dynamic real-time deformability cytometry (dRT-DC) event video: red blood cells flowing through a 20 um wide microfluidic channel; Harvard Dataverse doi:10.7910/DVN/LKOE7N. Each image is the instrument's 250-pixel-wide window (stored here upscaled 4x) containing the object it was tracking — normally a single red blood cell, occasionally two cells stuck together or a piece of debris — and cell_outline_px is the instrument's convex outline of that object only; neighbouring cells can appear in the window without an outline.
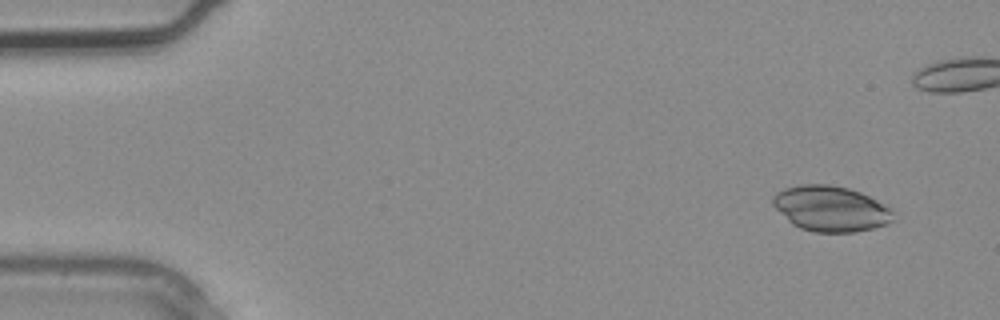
{"species": "common noctule bat (a hibernating species)", "species_latin": "Nyctalus noctula", "temperature_condition": "warm", "stored_images_in_passage": 3, "camera_frame_rate_fps": 3000, "um_per_image_px": 0.085, "animal": {"sex": "male", "body_mass_g": 20.4}, "frame": {"image": 1, "passage_image": 1, "time_ms": 0.0, "image_size_px": [1000, 320], "cell_outline_px": [[892, 220], [888, 224], [856, 232], [812, 232], [800, 228], [792, 224], [772, 204], [772, 196], [776, 192], [784, 188], [800, 184], [828, 184], [848, 188], [860, 192], [876, 200], [888, 208], [892, 212]], "centroid_in_image_um": [70.56, 17.73], "position_along_channel_um": 14.4, "area_um2": 31.73}}